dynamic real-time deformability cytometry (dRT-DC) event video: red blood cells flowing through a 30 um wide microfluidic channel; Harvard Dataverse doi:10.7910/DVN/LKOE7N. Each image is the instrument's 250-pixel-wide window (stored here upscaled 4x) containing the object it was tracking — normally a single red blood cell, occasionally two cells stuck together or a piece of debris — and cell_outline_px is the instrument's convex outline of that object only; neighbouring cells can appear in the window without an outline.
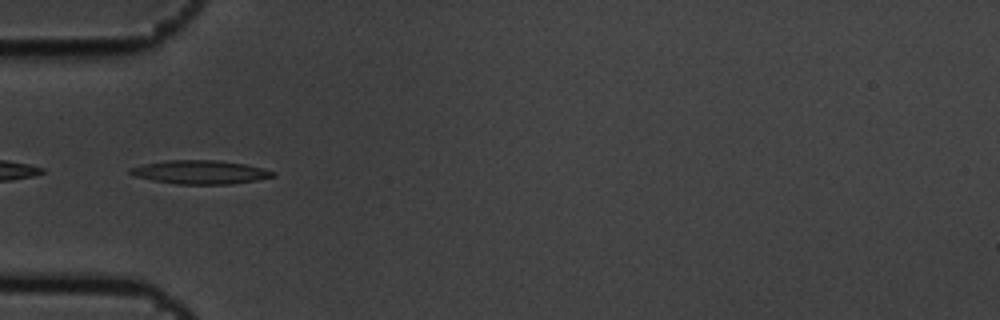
{"species": "common noctule bat (a hibernating species)", "species_latin": "Nyctalus noctula", "temperature_condition": "cold", "stored_images_in_passage": 6, "camera_frame_rate_fps": 3000, "um_per_image_px": 0.085, "animal": {"sex": "male", "body_mass_g": 19.5, "forearm_length_mm": 54.6}, "frame": {"image": 1, "passage_image": 5, "time_ms": 1.333, "image_size_px": [1000, 320], "cell_outline_px": [[276, 176], [256, 180], [228, 184], [176, 184], [152, 180], [136, 176], [128, 172], [128, 168], [144, 164], [168, 160], [220, 160], [244, 164], [264, 168], [276, 172]], "centroid_in_image_um": [17.03, 14.63], "position_along_channel_um": 68.0, "area_um2": 19.65}}
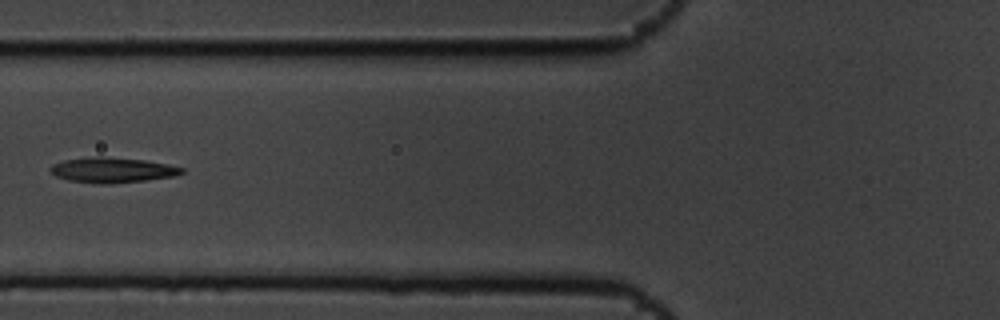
{"frame": {"image": 2, "passage_image": 6, "time_ms": 1.667, "image_size_px": [1000, 320], "cell_outline_px": [[184, 172], [172, 176], [144, 180], [108, 184], [68, 180], [56, 176], [48, 168], [52, 164], [64, 160], [88, 156], [100, 156], [144, 160], [168, 164], [184, 168]], "centroid_in_image_um": [9.51, 14.43], "position_along_channel_um": 116.3, "area_um2": 19.13}}